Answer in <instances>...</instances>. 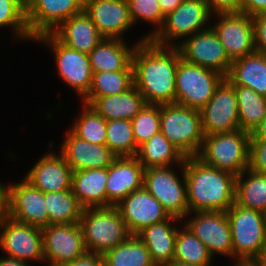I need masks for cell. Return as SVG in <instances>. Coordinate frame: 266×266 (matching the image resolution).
<instances>
[{
	"label": "cell",
	"instance_id": "obj_1",
	"mask_svg": "<svg viewBox=\"0 0 266 266\" xmlns=\"http://www.w3.org/2000/svg\"><path fill=\"white\" fill-rule=\"evenodd\" d=\"M180 59L176 46H158L151 40L136 45L132 57L133 81L146 104L175 103V79Z\"/></svg>",
	"mask_w": 266,
	"mask_h": 266
},
{
	"label": "cell",
	"instance_id": "obj_2",
	"mask_svg": "<svg viewBox=\"0 0 266 266\" xmlns=\"http://www.w3.org/2000/svg\"><path fill=\"white\" fill-rule=\"evenodd\" d=\"M189 213L226 212L235 203L236 176L211 167L196 156L183 163Z\"/></svg>",
	"mask_w": 266,
	"mask_h": 266
},
{
	"label": "cell",
	"instance_id": "obj_3",
	"mask_svg": "<svg viewBox=\"0 0 266 266\" xmlns=\"http://www.w3.org/2000/svg\"><path fill=\"white\" fill-rule=\"evenodd\" d=\"M79 224L88 253L103 255L131 236L116 206L83 209Z\"/></svg>",
	"mask_w": 266,
	"mask_h": 266
},
{
	"label": "cell",
	"instance_id": "obj_4",
	"mask_svg": "<svg viewBox=\"0 0 266 266\" xmlns=\"http://www.w3.org/2000/svg\"><path fill=\"white\" fill-rule=\"evenodd\" d=\"M250 133L241 129L204 136L196 156L203 163L232 173L236 177L249 168Z\"/></svg>",
	"mask_w": 266,
	"mask_h": 266
},
{
	"label": "cell",
	"instance_id": "obj_5",
	"mask_svg": "<svg viewBox=\"0 0 266 266\" xmlns=\"http://www.w3.org/2000/svg\"><path fill=\"white\" fill-rule=\"evenodd\" d=\"M160 132L185 157L197 156L204 139L199 110L177 103L161 104Z\"/></svg>",
	"mask_w": 266,
	"mask_h": 266
},
{
	"label": "cell",
	"instance_id": "obj_6",
	"mask_svg": "<svg viewBox=\"0 0 266 266\" xmlns=\"http://www.w3.org/2000/svg\"><path fill=\"white\" fill-rule=\"evenodd\" d=\"M226 215L232 237V260H256L266 247V226L262 212L234 203Z\"/></svg>",
	"mask_w": 266,
	"mask_h": 266
},
{
	"label": "cell",
	"instance_id": "obj_7",
	"mask_svg": "<svg viewBox=\"0 0 266 266\" xmlns=\"http://www.w3.org/2000/svg\"><path fill=\"white\" fill-rule=\"evenodd\" d=\"M224 78L215 70L185 62L181 58L175 79V103L200 111Z\"/></svg>",
	"mask_w": 266,
	"mask_h": 266
},
{
	"label": "cell",
	"instance_id": "obj_8",
	"mask_svg": "<svg viewBox=\"0 0 266 266\" xmlns=\"http://www.w3.org/2000/svg\"><path fill=\"white\" fill-rule=\"evenodd\" d=\"M178 167H182V181L172 166L144 169L143 186L161 203L170 216L183 220L189 213L187 184L183 164Z\"/></svg>",
	"mask_w": 266,
	"mask_h": 266
},
{
	"label": "cell",
	"instance_id": "obj_9",
	"mask_svg": "<svg viewBox=\"0 0 266 266\" xmlns=\"http://www.w3.org/2000/svg\"><path fill=\"white\" fill-rule=\"evenodd\" d=\"M212 17L205 0H183L165 16L162 28L150 40L158 46H173L174 40L181 43V39L209 28Z\"/></svg>",
	"mask_w": 266,
	"mask_h": 266
},
{
	"label": "cell",
	"instance_id": "obj_10",
	"mask_svg": "<svg viewBox=\"0 0 266 266\" xmlns=\"http://www.w3.org/2000/svg\"><path fill=\"white\" fill-rule=\"evenodd\" d=\"M34 41L45 43L52 49L58 76L84 98L90 90L93 76L89 55L66 46L52 33L39 35Z\"/></svg>",
	"mask_w": 266,
	"mask_h": 266
},
{
	"label": "cell",
	"instance_id": "obj_11",
	"mask_svg": "<svg viewBox=\"0 0 266 266\" xmlns=\"http://www.w3.org/2000/svg\"><path fill=\"white\" fill-rule=\"evenodd\" d=\"M199 112L204 136L231 133L240 129L235 87L226 77Z\"/></svg>",
	"mask_w": 266,
	"mask_h": 266
},
{
	"label": "cell",
	"instance_id": "obj_12",
	"mask_svg": "<svg viewBox=\"0 0 266 266\" xmlns=\"http://www.w3.org/2000/svg\"><path fill=\"white\" fill-rule=\"evenodd\" d=\"M43 256L48 266H62L87 253L79 223L42 228Z\"/></svg>",
	"mask_w": 266,
	"mask_h": 266
},
{
	"label": "cell",
	"instance_id": "obj_13",
	"mask_svg": "<svg viewBox=\"0 0 266 266\" xmlns=\"http://www.w3.org/2000/svg\"><path fill=\"white\" fill-rule=\"evenodd\" d=\"M174 44L185 62L215 70L225 77L229 73L232 61L211 26Z\"/></svg>",
	"mask_w": 266,
	"mask_h": 266
},
{
	"label": "cell",
	"instance_id": "obj_14",
	"mask_svg": "<svg viewBox=\"0 0 266 266\" xmlns=\"http://www.w3.org/2000/svg\"><path fill=\"white\" fill-rule=\"evenodd\" d=\"M0 250L9 258L26 263L35 260L44 263L42 228L18 222L8 216L0 224Z\"/></svg>",
	"mask_w": 266,
	"mask_h": 266
},
{
	"label": "cell",
	"instance_id": "obj_15",
	"mask_svg": "<svg viewBox=\"0 0 266 266\" xmlns=\"http://www.w3.org/2000/svg\"><path fill=\"white\" fill-rule=\"evenodd\" d=\"M210 25L216 32L231 61L255 52L252 17L245 13L217 14Z\"/></svg>",
	"mask_w": 266,
	"mask_h": 266
},
{
	"label": "cell",
	"instance_id": "obj_16",
	"mask_svg": "<svg viewBox=\"0 0 266 266\" xmlns=\"http://www.w3.org/2000/svg\"><path fill=\"white\" fill-rule=\"evenodd\" d=\"M192 218L185 221L195 236L208 248L214 256H228L233 258L232 237L226 212L205 211L188 213Z\"/></svg>",
	"mask_w": 266,
	"mask_h": 266
},
{
	"label": "cell",
	"instance_id": "obj_17",
	"mask_svg": "<svg viewBox=\"0 0 266 266\" xmlns=\"http://www.w3.org/2000/svg\"><path fill=\"white\" fill-rule=\"evenodd\" d=\"M27 28L30 36L51 33L62 22L84 10L78 0H25Z\"/></svg>",
	"mask_w": 266,
	"mask_h": 266
},
{
	"label": "cell",
	"instance_id": "obj_18",
	"mask_svg": "<svg viewBox=\"0 0 266 266\" xmlns=\"http://www.w3.org/2000/svg\"><path fill=\"white\" fill-rule=\"evenodd\" d=\"M9 185V217L31 226H48L44 193L23 179Z\"/></svg>",
	"mask_w": 266,
	"mask_h": 266
},
{
	"label": "cell",
	"instance_id": "obj_19",
	"mask_svg": "<svg viewBox=\"0 0 266 266\" xmlns=\"http://www.w3.org/2000/svg\"><path fill=\"white\" fill-rule=\"evenodd\" d=\"M116 207L131 235H136L145 227L168 220L171 217L144 186L129 194Z\"/></svg>",
	"mask_w": 266,
	"mask_h": 266
},
{
	"label": "cell",
	"instance_id": "obj_20",
	"mask_svg": "<svg viewBox=\"0 0 266 266\" xmlns=\"http://www.w3.org/2000/svg\"><path fill=\"white\" fill-rule=\"evenodd\" d=\"M144 166L133 157H116L107 167V207L118 205L143 187Z\"/></svg>",
	"mask_w": 266,
	"mask_h": 266
},
{
	"label": "cell",
	"instance_id": "obj_21",
	"mask_svg": "<svg viewBox=\"0 0 266 266\" xmlns=\"http://www.w3.org/2000/svg\"><path fill=\"white\" fill-rule=\"evenodd\" d=\"M84 11L104 38L123 40L124 32L134 26L127 0H89Z\"/></svg>",
	"mask_w": 266,
	"mask_h": 266
},
{
	"label": "cell",
	"instance_id": "obj_22",
	"mask_svg": "<svg viewBox=\"0 0 266 266\" xmlns=\"http://www.w3.org/2000/svg\"><path fill=\"white\" fill-rule=\"evenodd\" d=\"M66 133L59 154L73 171L107 168L116 158L106 144H92L71 130Z\"/></svg>",
	"mask_w": 266,
	"mask_h": 266
},
{
	"label": "cell",
	"instance_id": "obj_23",
	"mask_svg": "<svg viewBox=\"0 0 266 266\" xmlns=\"http://www.w3.org/2000/svg\"><path fill=\"white\" fill-rule=\"evenodd\" d=\"M73 170L59 154L46 152L25 175L24 179L43 193L61 192L72 188Z\"/></svg>",
	"mask_w": 266,
	"mask_h": 266
},
{
	"label": "cell",
	"instance_id": "obj_24",
	"mask_svg": "<svg viewBox=\"0 0 266 266\" xmlns=\"http://www.w3.org/2000/svg\"><path fill=\"white\" fill-rule=\"evenodd\" d=\"M172 222H182L171 216L168 220L145 227L136 236L147 247L155 266H165L174 261L177 227ZM173 225H172V224Z\"/></svg>",
	"mask_w": 266,
	"mask_h": 266
},
{
	"label": "cell",
	"instance_id": "obj_25",
	"mask_svg": "<svg viewBox=\"0 0 266 266\" xmlns=\"http://www.w3.org/2000/svg\"><path fill=\"white\" fill-rule=\"evenodd\" d=\"M51 33L66 46L85 54L104 39L84 10L66 19Z\"/></svg>",
	"mask_w": 266,
	"mask_h": 266
},
{
	"label": "cell",
	"instance_id": "obj_26",
	"mask_svg": "<svg viewBox=\"0 0 266 266\" xmlns=\"http://www.w3.org/2000/svg\"><path fill=\"white\" fill-rule=\"evenodd\" d=\"M82 103L88 104L105 120H132L145 106L144 97L133 84L126 91L103 97H84Z\"/></svg>",
	"mask_w": 266,
	"mask_h": 266
},
{
	"label": "cell",
	"instance_id": "obj_27",
	"mask_svg": "<svg viewBox=\"0 0 266 266\" xmlns=\"http://www.w3.org/2000/svg\"><path fill=\"white\" fill-rule=\"evenodd\" d=\"M143 36L131 48L124 40L104 38L88 55L93 72L133 71L132 57L136 45L145 41Z\"/></svg>",
	"mask_w": 266,
	"mask_h": 266
},
{
	"label": "cell",
	"instance_id": "obj_28",
	"mask_svg": "<svg viewBox=\"0 0 266 266\" xmlns=\"http://www.w3.org/2000/svg\"><path fill=\"white\" fill-rule=\"evenodd\" d=\"M107 168L73 171L72 191L83 209L107 207Z\"/></svg>",
	"mask_w": 266,
	"mask_h": 266
},
{
	"label": "cell",
	"instance_id": "obj_29",
	"mask_svg": "<svg viewBox=\"0 0 266 266\" xmlns=\"http://www.w3.org/2000/svg\"><path fill=\"white\" fill-rule=\"evenodd\" d=\"M226 79L233 86L248 87L266 97V55L254 52L232 61Z\"/></svg>",
	"mask_w": 266,
	"mask_h": 266
},
{
	"label": "cell",
	"instance_id": "obj_30",
	"mask_svg": "<svg viewBox=\"0 0 266 266\" xmlns=\"http://www.w3.org/2000/svg\"><path fill=\"white\" fill-rule=\"evenodd\" d=\"M135 157L145 169L168 167L172 166V163L178 166L183 164L186 158L161 132L140 145Z\"/></svg>",
	"mask_w": 266,
	"mask_h": 266
},
{
	"label": "cell",
	"instance_id": "obj_31",
	"mask_svg": "<svg viewBox=\"0 0 266 266\" xmlns=\"http://www.w3.org/2000/svg\"><path fill=\"white\" fill-rule=\"evenodd\" d=\"M235 203L262 212L266 207V174L248 168L237 176Z\"/></svg>",
	"mask_w": 266,
	"mask_h": 266
},
{
	"label": "cell",
	"instance_id": "obj_32",
	"mask_svg": "<svg viewBox=\"0 0 266 266\" xmlns=\"http://www.w3.org/2000/svg\"><path fill=\"white\" fill-rule=\"evenodd\" d=\"M234 87L237 97L240 129L251 134L266 116V97L248 87Z\"/></svg>",
	"mask_w": 266,
	"mask_h": 266
},
{
	"label": "cell",
	"instance_id": "obj_33",
	"mask_svg": "<svg viewBox=\"0 0 266 266\" xmlns=\"http://www.w3.org/2000/svg\"><path fill=\"white\" fill-rule=\"evenodd\" d=\"M48 225L79 223L83 211L72 189L44 193Z\"/></svg>",
	"mask_w": 266,
	"mask_h": 266
},
{
	"label": "cell",
	"instance_id": "obj_34",
	"mask_svg": "<svg viewBox=\"0 0 266 266\" xmlns=\"http://www.w3.org/2000/svg\"><path fill=\"white\" fill-rule=\"evenodd\" d=\"M177 230L174 261L193 266H212L208 248L185 224Z\"/></svg>",
	"mask_w": 266,
	"mask_h": 266
},
{
	"label": "cell",
	"instance_id": "obj_35",
	"mask_svg": "<svg viewBox=\"0 0 266 266\" xmlns=\"http://www.w3.org/2000/svg\"><path fill=\"white\" fill-rule=\"evenodd\" d=\"M105 266H155L144 243L131 235L103 254Z\"/></svg>",
	"mask_w": 266,
	"mask_h": 266
},
{
	"label": "cell",
	"instance_id": "obj_36",
	"mask_svg": "<svg viewBox=\"0 0 266 266\" xmlns=\"http://www.w3.org/2000/svg\"><path fill=\"white\" fill-rule=\"evenodd\" d=\"M105 144L116 157L136 156L138 147L134 139L131 120L107 121Z\"/></svg>",
	"mask_w": 266,
	"mask_h": 266
},
{
	"label": "cell",
	"instance_id": "obj_37",
	"mask_svg": "<svg viewBox=\"0 0 266 266\" xmlns=\"http://www.w3.org/2000/svg\"><path fill=\"white\" fill-rule=\"evenodd\" d=\"M133 84V71L93 72L90 90L85 97L119 94L129 89Z\"/></svg>",
	"mask_w": 266,
	"mask_h": 266
},
{
	"label": "cell",
	"instance_id": "obj_38",
	"mask_svg": "<svg viewBox=\"0 0 266 266\" xmlns=\"http://www.w3.org/2000/svg\"><path fill=\"white\" fill-rule=\"evenodd\" d=\"M84 109L70 127L71 131L79 138L89 141L92 144L106 143L107 120L100 116L88 104H82Z\"/></svg>",
	"mask_w": 266,
	"mask_h": 266
},
{
	"label": "cell",
	"instance_id": "obj_39",
	"mask_svg": "<svg viewBox=\"0 0 266 266\" xmlns=\"http://www.w3.org/2000/svg\"><path fill=\"white\" fill-rule=\"evenodd\" d=\"M4 27H10L16 39L34 40L27 28L25 0H0V28Z\"/></svg>",
	"mask_w": 266,
	"mask_h": 266
},
{
	"label": "cell",
	"instance_id": "obj_40",
	"mask_svg": "<svg viewBox=\"0 0 266 266\" xmlns=\"http://www.w3.org/2000/svg\"><path fill=\"white\" fill-rule=\"evenodd\" d=\"M131 123L136 146L139 147L160 132V105L145 104Z\"/></svg>",
	"mask_w": 266,
	"mask_h": 266
},
{
	"label": "cell",
	"instance_id": "obj_41",
	"mask_svg": "<svg viewBox=\"0 0 266 266\" xmlns=\"http://www.w3.org/2000/svg\"><path fill=\"white\" fill-rule=\"evenodd\" d=\"M130 18L132 20L133 25L138 23L139 20H144L152 26L154 25V29H152L150 33H147L145 36L146 40H150L154 35L158 33V31L162 28L165 16L161 10L160 3L158 0H127Z\"/></svg>",
	"mask_w": 266,
	"mask_h": 266
},
{
	"label": "cell",
	"instance_id": "obj_42",
	"mask_svg": "<svg viewBox=\"0 0 266 266\" xmlns=\"http://www.w3.org/2000/svg\"><path fill=\"white\" fill-rule=\"evenodd\" d=\"M249 168L266 174V140L250 139Z\"/></svg>",
	"mask_w": 266,
	"mask_h": 266
},
{
	"label": "cell",
	"instance_id": "obj_43",
	"mask_svg": "<svg viewBox=\"0 0 266 266\" xmlns=\"http://www.w3.org/2000/svg\"><path fill=\"white\" fill-rule=\"evenodd\" d=\"M255 52L266 55V13L252 17Z\"/></svg>",
	"mask_w": 266,
	"mask_h": 266
},
{
	"label": "cell",
	"instance_id": "obj_44",
	"mask_svg": "<svg viewBox=\"0 0 266 266\" xmlns=\"http://www.w3.org/2000/svg\"><path fill=\"white\" fill-rule=\"evenodd\" d=\"M211 15L242 12V0H205Z\"/></svg>",
	"mask_w": 266,
	"mask_h": 266
},
{
	"label": "cell",
	"instance_id": "obj_45",
	"mask_svg": "<svg viewBox=\"0 0 266 266\" xmlns=\"http://www.w3.org/2000/svg\"><path fill=\"white\" fill-rule=\"evenodd\" d=\"M62 266H105L102 254L86 253L84 256L77 258Z\"/></svg>",
	"mask_w": 266,
	"mask_h": 266
},
{
	"label": "cell",
	"instance_id": "obj_46",
	"mask_svg": "<svg viewBox=\"0 0 266 266\" xmlns=\"http://www.w3.org/2000/svg\"><path fill=\"white\" fill-rule=\"evenodd\" d=\"M242 13L251 17L266 13V0H242Z\"/></svg>",
	"mask_w": 266,
	"mask_h": 266
},
{
	"label": "cell",
	"instance_id": "obj_47",
	"mask_svg": "<svg viewBox=\"0 0 266 266\" xmlns=\"http://www.w3.org/2000/svg\"><path fill=\"white\" fill-rule=\"evenodd\" d=\"M9 185L0 181V224L9 216Z\"/></svg>",
	"mask_w": 266,
	"mask_h": 266
},
{
	"label": "cell",
	"instance_id": "obj_48",
	"mask_svg": "<svg viewBox=\"0 0 266 266\" xmlns=\"http://www.w3.org/2000/svg\"><path fill=\"white\" fill-rule=\"evenodd\" d=\"M164 16L171 13L183 0H158Z\"/></svg>",
	"mask_w": 266,
	"mask_h": 266
},
{
	"label": "cell",
	"instance_id": "obj_49",
	"mask_svg": "<svg viewBox=\"0 0 266 266\" xmlns=\"http://www.w3.org/2000/svg\"><path fill=\"white\" fill-rule=\"evenodd\" d=\"M250 139H264L266 140V116L258 124V126L250 134Z\"/></svg>",
	"mask_w": 266,
	"mask_h": 266
},
{
	"label": "cell",
	"instance_id": "obj_50",
	"mask_svg": "<svg viewBox=\"0 0 266 266\" xmlns=\"http://www.w3.org/2000/svg\"><path fill=\"white\" fill-rule=\"evenodd\" d=\"M0 266H31L30 263H26L14 258L0 257Z\"/></svg>",
	"mask_w": 266,
	"mask_h": 266
},
{
	"label": "cell",
	"instance_id": "obj_51",
	"mask_svg": "<svg viewBox=\"0 0 266 266\" xmlns=\"http://www.w3.org/2000/svg\"><path fill=\"white\" fill-rule=\"evenodd\" d=\"M232 266H260L257 260H236Z\"/></svg>",
	"mask_w": 266,
	"mask_h": 266
},
{
	"label": "cell",
	"instance_id": "obj_52",
	"mask_svg": "<svg viewBox=\"0 0 266 266\" xmlns=\"http://www.w3.org/2000/svg\"><path fill=\"white\" fill-rule=\"evenodd\" d=\"M260 266H266V247L261 252L260 256L256 259Z\"/></svg>",
	"mask_w": 266,
	"mask_h": 266
},
{
	"label": "cell",
	"instance_id": "obj_53",
	"mask_svg": "<svg viewBox=\"0 0 266 266\" xmlns=\"http://www.w3.org/2000/svg\"><path fill=\"white\" fill-rule=\"evenodd\" d=\"M165 266H193V265L172 261L171 263H169V264H167Z\"/></svg>",
	"mask_w": 266,
	"mask_h": 266
},
{
	"label": "cell",
	"instance_id": "obj_54",
	"mask_svg": "<svg viewBox=\"0 0 266 266\" xmlns=\"http://www.w3.org/2000/svg\"><path fill=\"white\" fill-rule=\"evenodd\" d=\"M262 215H263V220H264V223H265V226H266V207H265V209L262 211Z\"/></svg>",
	"mask_w": 266,
	"mask_h": 266
},
{
	"label": "cell",
	"instance_id": "obj_55",
	"mask_svg": "<svg viewBox=\"0 0 266 266\" xmlns=\"http://www.w3.org/2000/svg\"><path fill=\"white\" fill-rule=\"evenodd\" d=\"M83 6L87 4L89 0H78Z\"/></svg>",
	"mask_w": 266,
	"mask_h": 266
}]
</instances>
